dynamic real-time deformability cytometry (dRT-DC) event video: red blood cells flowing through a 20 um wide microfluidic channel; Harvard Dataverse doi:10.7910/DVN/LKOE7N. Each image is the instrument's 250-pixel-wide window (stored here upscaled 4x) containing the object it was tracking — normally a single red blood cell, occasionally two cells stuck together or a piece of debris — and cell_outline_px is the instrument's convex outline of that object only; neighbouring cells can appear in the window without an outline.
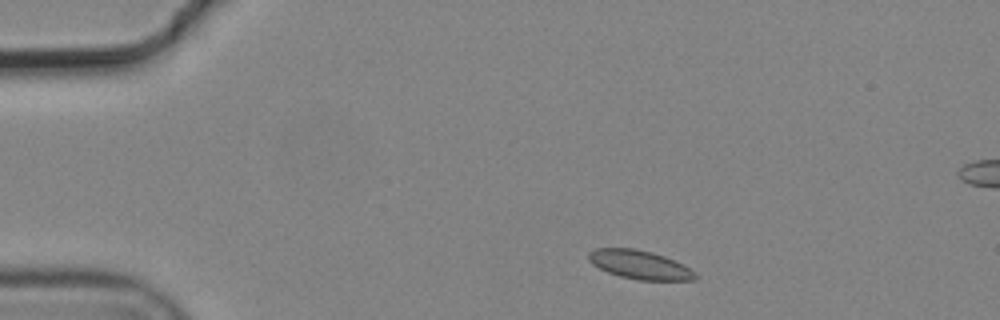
{"species": "common noctule bat (a hibernating species)", "species_latin": "Nyctalus noctula", "temperature_condition": "cold", "stored_images_in_passage": 3, "camera_frame_rate_fps": 3000, "um_per_image_px": 0.085, "animal": {"sex": "male", "body_mass_g": 19.2, "forearm_length_mm": 51.8}, "frame": {"image": 1, "passage_image": 1, "time_ms": 0.0, "image_size_px": [1000, 320], "cell_outline_px": [[696, 280], [636, 280], [620, 276], [608, 272], [592, 264], [588, 260], [588, 252], [596, 248], [636, 248], [652, 252], [664, 256], [696, 272]], "centroid_in_image_um": [54.34, 22.5], "position_along_channel_um": 30.7, "area_um2": 17.74}}